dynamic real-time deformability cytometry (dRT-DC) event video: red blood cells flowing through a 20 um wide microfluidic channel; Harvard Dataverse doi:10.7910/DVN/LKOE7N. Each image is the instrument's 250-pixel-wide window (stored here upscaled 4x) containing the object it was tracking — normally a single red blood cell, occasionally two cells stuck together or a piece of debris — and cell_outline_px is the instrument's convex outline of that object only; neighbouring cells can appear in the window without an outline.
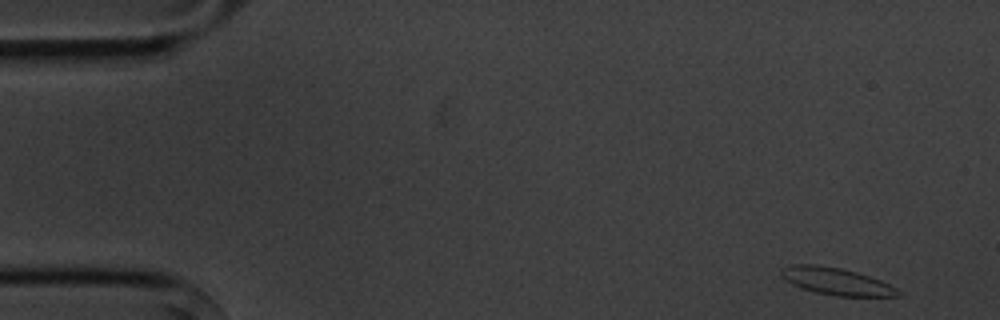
{"species": "common noctule bat (a hibernating species)", "species_latin": "Nyctalus noctula", "temperature_condition": "cold", "stored_images_in_passage": 6, "camera_frame_rate_fps": 3000, "um_per_image_px": 0.085, "animal": {"sex": "male", "body_mass_g": 20.1, "forearm_length_mm": 53.5}, "frame": {"image": 1, "passage_image": 1, "time_ms": 0.0, "image_size_px": [1000, 320], "cell_outline_px": [[900, 296], [836, 296], [816, 292], [800, 288], [784, 280], [780, 276], [780, 268], [792, 264], [816, 264], [840, 268], [856, 272], [880, 280], [896, 288], [900, 292]], "centroid_in_image_um": [71.01, 23.9], "position_along_channel_um": 14.0, "area_um2": 18.5}}
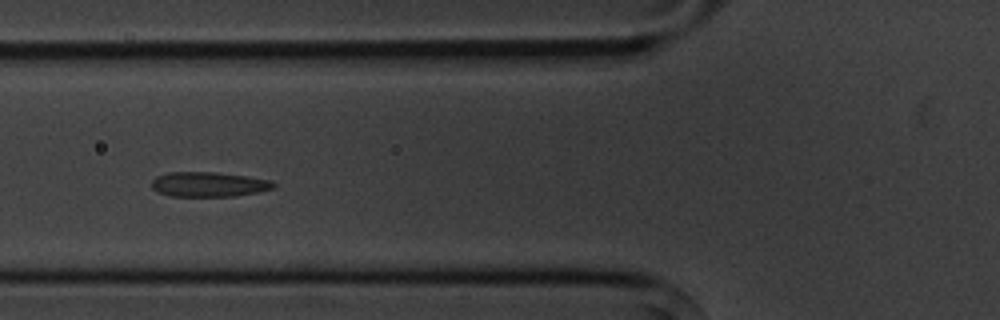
{"frame": {"image": 2, "passage_image": 6, "time_ms": 5.667, "image_size_px": [1000, 320], "cell_outline_px": [[276, 188], [260, 192], [236, 196], [168, 196], [152, 188], [152, 180], [156, 176], [168, 172], [216, 172], [248, 176], [272, 180], [276, 184]], "centroid_in_image_um": [17.8, 15.67], "position_along_channel_um": 108.0, "area_um2": 17.86}}